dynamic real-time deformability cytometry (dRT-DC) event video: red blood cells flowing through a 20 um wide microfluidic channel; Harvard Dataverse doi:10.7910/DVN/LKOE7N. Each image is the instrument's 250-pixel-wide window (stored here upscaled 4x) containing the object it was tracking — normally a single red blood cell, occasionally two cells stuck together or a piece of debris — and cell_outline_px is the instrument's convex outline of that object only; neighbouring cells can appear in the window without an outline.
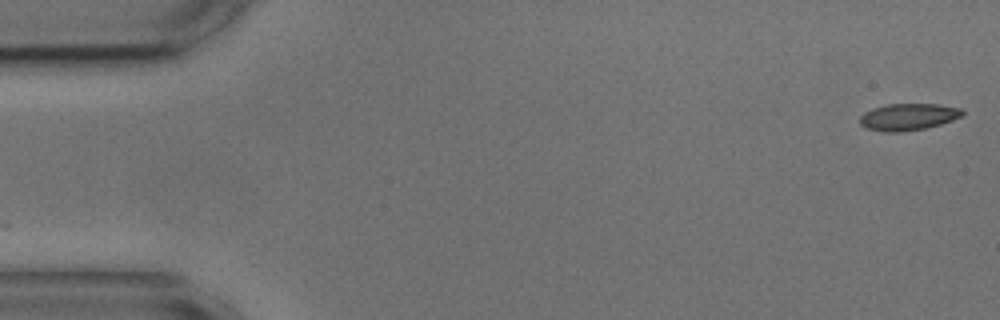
{"species": "common noctule bat (a hibernating species)", "species_latin": "Nyctalus noctula", "temperature_condition": "cold", "stored_images_in_passage": 50, "camera_frame_rate_fps": 3000, "um_per_image_px": 0.085, "animal": {"sex": "male", "body_mass_g": 17.9, "forearm_length_mm": 54.2}, "frame": {"image": 1, "passage_image": 1, "time_ms": 0.0, "image_size_px": [1000, 320], "cell_outline_px": [[964, 112], [960, 116], [952, 120], [940, 124], [924, 128], [900, 132], [884, 132], [868, 128], [860, 124], [860, 116], [864, 112], [872, 108], [888, 104], [940, 104], [960, 108]], "centroid_in_image_um": [77.18, 9.92], "position_along_channel_um": 7.8, "area_um2": 15.9}}
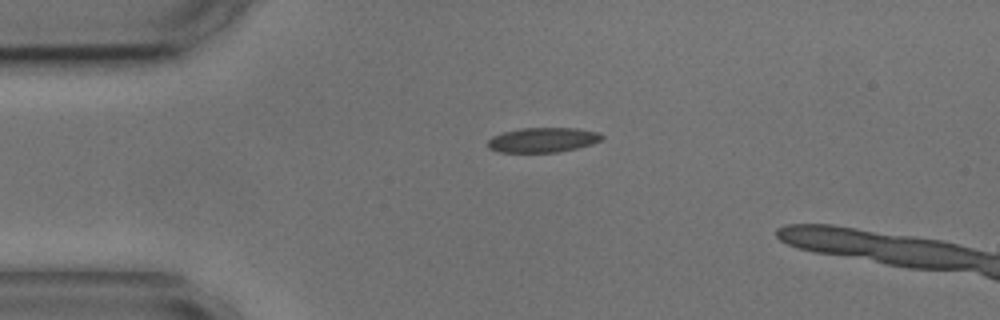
{"frame": {"image": 2, "passage_image": 12, "time_ms": 3.667, "image_size_px": [1000, 320], "cell_outline_px": [[604, 136], [600, 140], [592, 144], [560, 152], [500, 152], [488, 148], [488, 140], [492, 136], [504, 132], [520, 128], [576, 128], [600, 132]], "centroid_in_image_um": [46.15, 11.89], "position_along_channel_um": 38.9, "area_um2": 16.47}}
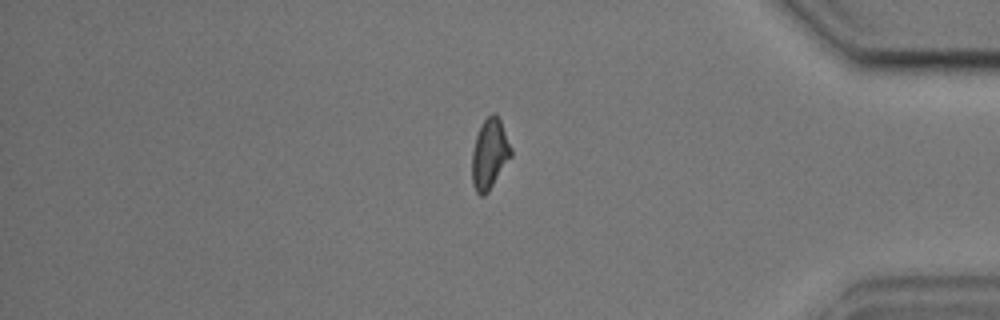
{"frame": {"image": 3, "passage_image": 46, "time_ms": 15.0, "image_size_px": [1000, 320], "cell_outline_px": [[512, 156], [488, 192], [484, 196], [480, 196], [476, 192], [472, 184], [472, 152], [476, 136], [484, 120], [492, 112], [496, 112], [500, 116], [512, 148]], "centroid_in_image_um": [41.64, 13.07], "position_along_channel_um": 393.6, "area_um2": 16.24}, "authors_computed_cell_mechanics": {"area_um2": 16.5308, "velocity_mm_per_s": 3.5982, "shape_relaxation_time_tau1_ms": 3.7695, "shape_relaxation_time_tau2_ms": 2.5604, "deformation_change_tau1": 0.1028, "deformation_change_tau2": 0.0916}}